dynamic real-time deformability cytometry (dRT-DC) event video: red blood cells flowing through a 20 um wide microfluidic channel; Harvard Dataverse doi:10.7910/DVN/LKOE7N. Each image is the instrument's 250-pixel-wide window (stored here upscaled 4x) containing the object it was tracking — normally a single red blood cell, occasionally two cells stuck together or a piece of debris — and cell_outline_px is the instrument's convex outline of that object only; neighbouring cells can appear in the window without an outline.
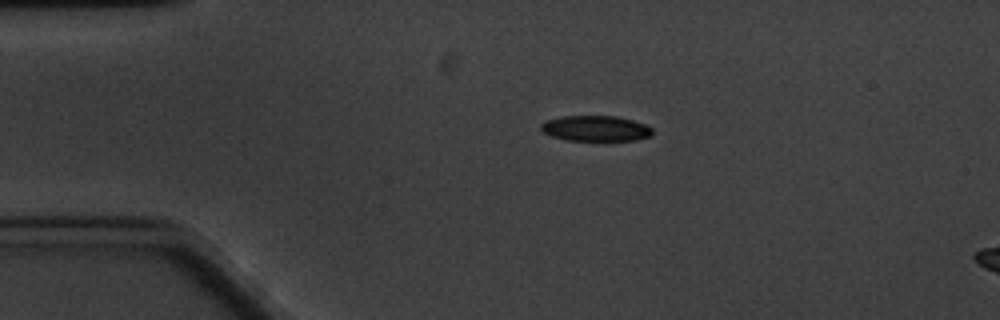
{"species": "common noctule bat (a hibernating species)", "species_latin": "Nyctalus noctula", "temperature_condition": "cold", "stored_images_in_passage": 3, "camera_frame_rate_fps": 3000, "um_per_image_px": 0.085, "animal": {"sex": "male", "body_mass_g": 20.1, "forearm_length_mm": 53.5}, "frame": {"image": 1, "passage_image": 1, "time_ms": 0.0, "image_size_px": [1000, 320], "cell_outline_px": [[652, 136], [636, 140], [564, 140], [552, 136], [544, 132], [540, 128], [540, 124], [544, 120], [560, 116], [616, 116], [632, 120], [644, 124], [652, 128]], "centroid_in_image_um": [50.6, 10.91], "position_along_channel_um": 34.4, "area_um2": 16.65}}